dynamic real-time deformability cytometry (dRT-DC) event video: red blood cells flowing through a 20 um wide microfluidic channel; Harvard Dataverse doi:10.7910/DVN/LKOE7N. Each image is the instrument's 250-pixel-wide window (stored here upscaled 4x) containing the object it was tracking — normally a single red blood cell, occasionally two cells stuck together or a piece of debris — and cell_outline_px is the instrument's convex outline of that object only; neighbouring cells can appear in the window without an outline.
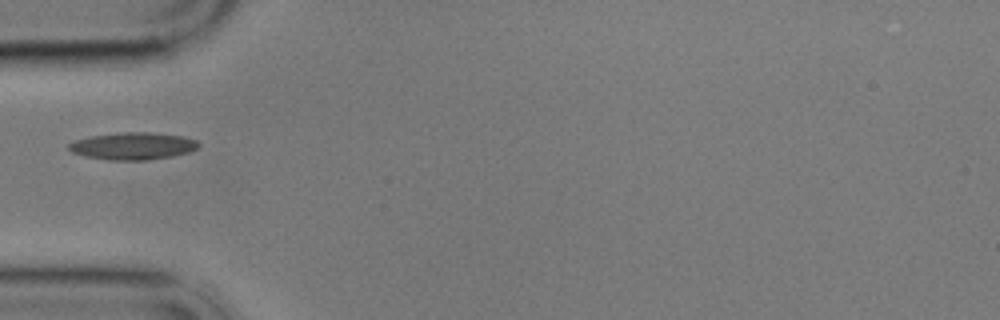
{"species": "common noctule bat (a hibernating species)", "species_latin": "Nyctalus noctula", "temperature_condition": "cold", "stored_images_in_passage": 2, "camera_frame_rate_fps": 3000, "um_per_image_px": 0.085, "animal": {"sex": "male", "body_mass_g": 17.9}, "frame": {"image": 1, "passage_image": 1, "time_ms": 0.0, "image_size_px": [1000, 320], "cell_outline_px": [[200, 144], [196, 148], [188, 152], [172, 156], [148, 160], [108, 160], [84, 156], [72, 152], [68, 148], [68, 144], [76, 140], [88, 136], [124, 132], [152, 132], [184, 136], [196, 140]], "centroid_in_image_um": [11.29, 12.41], "position_along_channel_um": 73.7, "area_um2": 20.63}}